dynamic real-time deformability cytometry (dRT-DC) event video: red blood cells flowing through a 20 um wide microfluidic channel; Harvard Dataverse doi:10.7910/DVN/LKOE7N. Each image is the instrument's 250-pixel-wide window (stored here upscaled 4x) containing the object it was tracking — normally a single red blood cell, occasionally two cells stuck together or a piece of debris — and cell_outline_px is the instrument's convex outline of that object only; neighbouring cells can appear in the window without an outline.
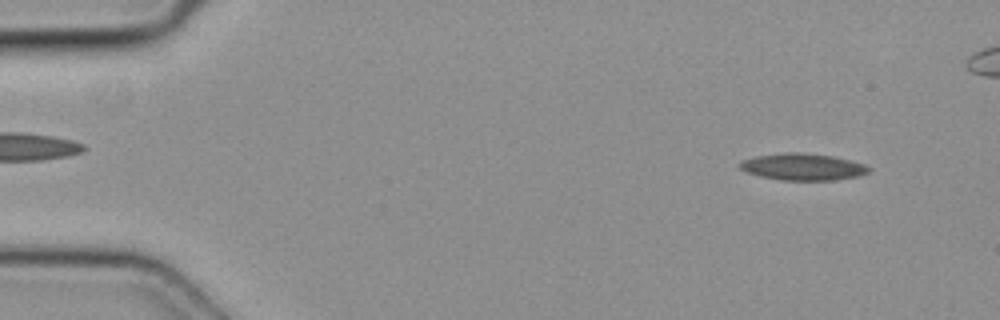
{"species": "common noctule bat (a hibernating species)", "species_latin": "Nyctalus noctula", "temperature_condition": "cold", "stored_images_in_passage": 5, "camera_frame_rate_fps": 3000, "um_per_image_px": 0.085, "animal": {"sex": "female", "body_mass_g": 19.3, "forearm_length_mm": 54.1}, "frame": {"image": 1, "passage_image": 1, "time_ms": 0.0, "image_size_px": [1000, 320], "cell_outline_px": [[872, 168], [868, 172], [856, 176], [832, 180], [784, 180], [760, 176], [748, 172], [740, 168], [740, 160], [756, 156], [784, 152], [800, 152], [832, 156], [864, 164]], "centroid_in_image_um": [68.22, 14.17], "position_along_channel_um": 16.8, "area_um2": 19.88}}
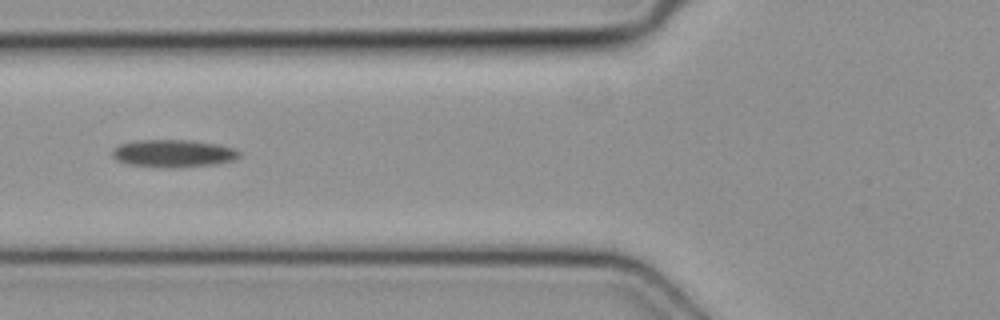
{"frame": {"image": 2, "passage_image": 5, "time_ms": 1.333, "image_size_px": [1000, 320], "cell_outline_px": [[240, 156], [236, 160], [216, 164], [128, 164], [116, 160], [112, 156], [112, 152], [120, 144], [136, 140], [188, 140], [220, 144], [232, 148], [240, 152]], "centroid_in_image_um": [14.77, 12.97], "position_along_channel_um": 111.0, "area_um2": 19.13}}